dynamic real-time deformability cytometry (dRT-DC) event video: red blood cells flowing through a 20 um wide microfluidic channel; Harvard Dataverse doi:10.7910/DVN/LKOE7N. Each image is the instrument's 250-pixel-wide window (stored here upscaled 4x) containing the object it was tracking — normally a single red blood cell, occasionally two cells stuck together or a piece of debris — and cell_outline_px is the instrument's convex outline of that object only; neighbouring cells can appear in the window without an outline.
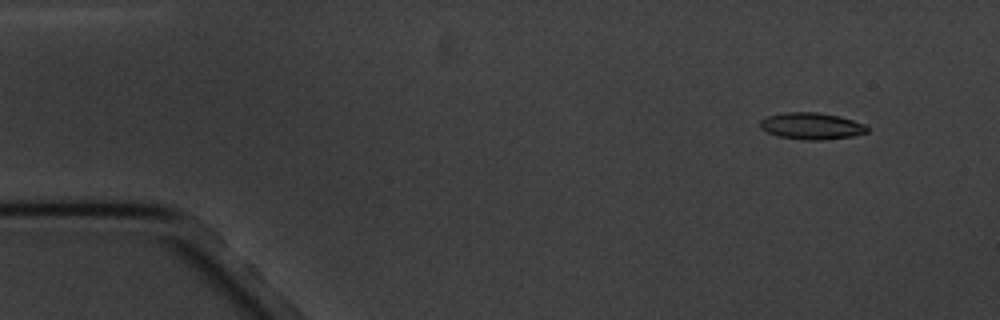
{"species": "common noctule bat (a hibernating species)", "species_latin": "Nyctalus noctula", "temperature_condition": "cold", "stored_images_in_passage": 9, "camera_frame_rate_fps": 3000, "um_per_image_px": 0.085, "animal": {"sex": "male", "body_mass_g": 20.1, "forearm_length_mm": 53.5}, "frame": {"image": 1, "passage_image": 2, "time_ms": 1.333, "image_size_px": [1000, 320], "cell_outline_px": [[868, 132], [852, 136], [820, 140], [804, 140], [780, 136], [768, 132], [760, 128], [760, 120], [768, 116], [784, 112], [816, 112], [840, 116], [864, 124], [868, 128]], "centroid_in_image_um": [68.97, 10.7], "position_along_channel_um": 16.0, "area_um2": 16.53}}
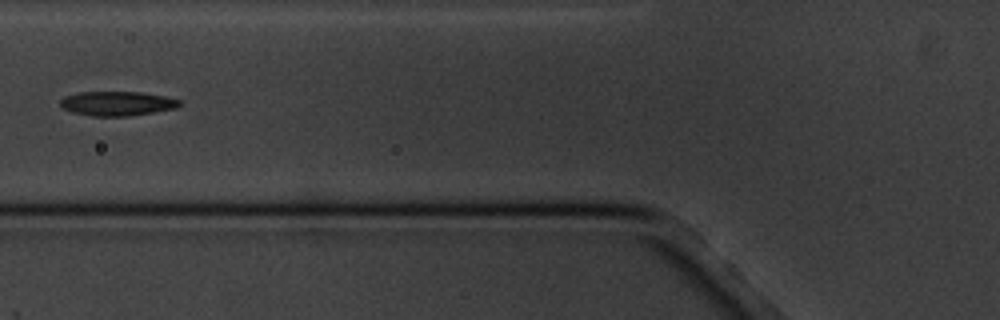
{"frame": {"image": 2, "passage_image": 6, "time_ms": 7.0, "image_size_px": [1000, 320], "cell_outline_px": [[180, 104], [176, 108], [128, 116], [92, 116], [72, 112], [64, 108], [60, 104], [60, 100], [64, 96], [80, 92], [140, 92], [164, 96], [180, 100]], "centroid_in_image_um": [9.93, 8.79], "position_along_channel_um": 115.9, "area_um2": 16.76}}
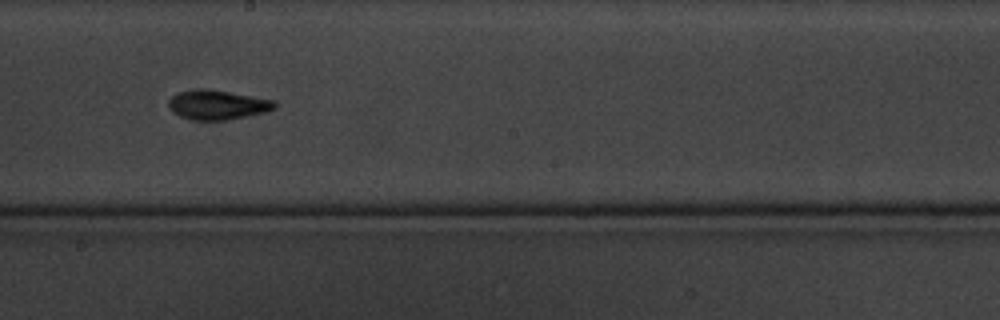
{"frame": {"image": 3, "passage_image": 9, "time_ms": 10.333, "image_size_px": [1000, 320], "cell_outline_px": [[276, 108], [268, 112], [248, 116], [224, 120], [196, 120], [180, 116], [172, 112], [168, 108], [168, 100], [172, 96], [180, 92], [200, 88], [228, 92], [276, 100]], "centroid_in_image_um": [18.5, 8.92], "position_along_channel_um": 229.7, "area_um2": 18.21}}